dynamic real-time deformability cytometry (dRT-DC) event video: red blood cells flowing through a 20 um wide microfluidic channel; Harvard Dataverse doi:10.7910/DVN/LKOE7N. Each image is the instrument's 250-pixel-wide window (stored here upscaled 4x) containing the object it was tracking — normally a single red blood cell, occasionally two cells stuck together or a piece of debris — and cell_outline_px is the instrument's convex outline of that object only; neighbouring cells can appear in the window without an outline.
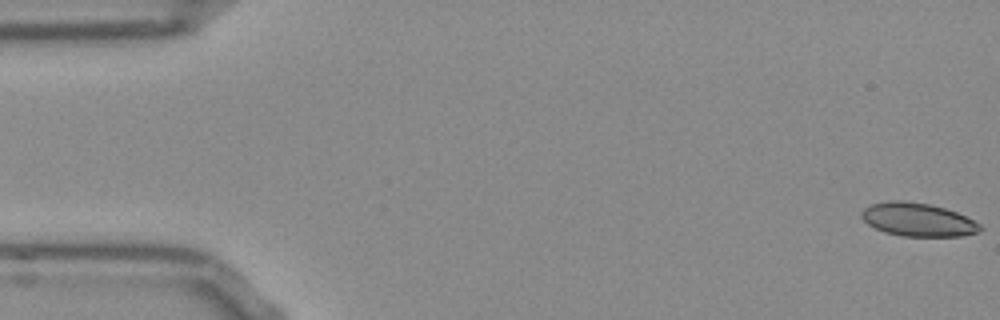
{"species": "Egyptian fruit bat (a non-hibernating species)", "species_latin": "Rousettus aegyptiacus", "temperature_condition": "room temperature", "stored_images_in_passage": 9, "camera_frame_rate_fps": 3000, "um_per_image_px": 0.085, "frame": {"image": 1, "passage_image": 1, "time_ms": 0.0, "image_size_px": [1000, 320], "cell_outline_px": [[984, 228], [980, 232], [960, 236], [900, 236], [884, 232], [868, 224], [860, 216], [860, 212], [864, 208], [872, 204], [888, 200], [900, 200], [928, 204], [944, 208], [956, 212], [980, 224]], "centroid_in_image_um": [78.0, 18.67], "position_along_channel_um": 7.0, "area_um2": 23.0}}